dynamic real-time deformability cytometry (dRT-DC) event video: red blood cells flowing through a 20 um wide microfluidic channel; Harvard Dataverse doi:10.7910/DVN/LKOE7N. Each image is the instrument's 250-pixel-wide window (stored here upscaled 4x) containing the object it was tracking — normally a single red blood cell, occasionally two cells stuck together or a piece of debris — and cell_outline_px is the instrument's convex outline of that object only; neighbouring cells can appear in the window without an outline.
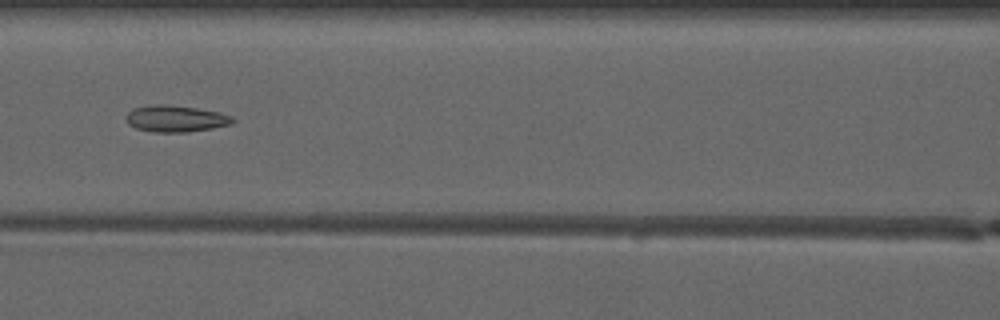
{"species": "common noctule bat (a hibernating species)", "species_latin": "Nyctalus noctula", "temperature_condition": "warm", "stored_images_in_passage": 6, "camera_frame_rate_fps": 3000, "um_per_image_px": 0.085, "animal": {"sex": "male", "forearm_length_mm": 52.5}, "frame": {"image": 1, "passage_image": 6, "time_ms": 7.0, "image_size_px": [1000, 320], "cell_outline_px": [[236, 120], [232, 124], [212, 128], [188, 132], [152, 132], [136, 128], [128, 124], [124, 116], [132, 108], [156, 104], [164, 104], [196, 108], [220, 112], [232, 116]], "centroid_in_image_um": [14.92, 10.09], "position_along_channel_um": 151.7, "area_um2": 16.65}}